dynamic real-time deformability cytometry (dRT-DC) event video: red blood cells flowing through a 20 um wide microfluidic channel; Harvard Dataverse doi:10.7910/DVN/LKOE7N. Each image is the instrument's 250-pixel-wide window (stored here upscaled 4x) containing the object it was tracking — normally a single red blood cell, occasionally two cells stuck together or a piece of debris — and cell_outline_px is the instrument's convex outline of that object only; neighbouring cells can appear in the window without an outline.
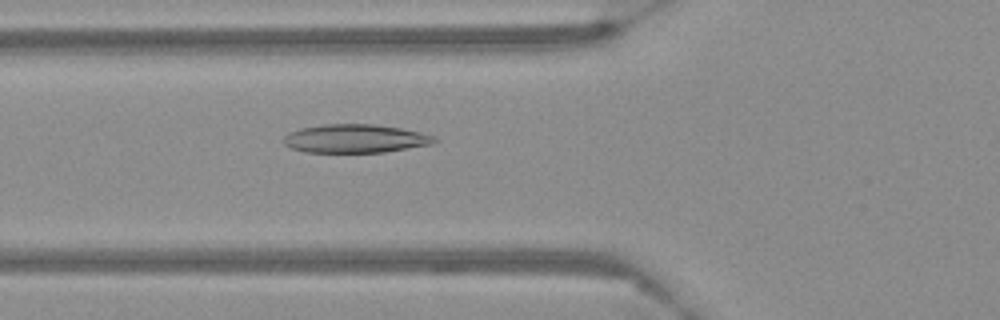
{"species": "Egyptian fruit bat (a non-hibernating species)", "species_latin": "Rousettus aegyptiacus", "temperature_condition": "warm", "stored_images_in_passage": 58, "camera_frame_rate_fps": 3000, "um_per_image_px": 0.085, "frame": {"image": 1, "passage_image": 22, "time_ms": 7.0, "image_size_px": [1000, 320], "cell_outline_px": [[436, 140], [432, 144], [384, 152], [304, 152], [292, 148], [284, 144], [280, 140], [288, 132], [300, 128], [324, 124], [372, 124], [400, 128], [420, 132], [436, 136]], "centroid_in_image_um": [30.15, 11.78], "position_along_channel_um": 95.7, "area_um2": 25.09}}
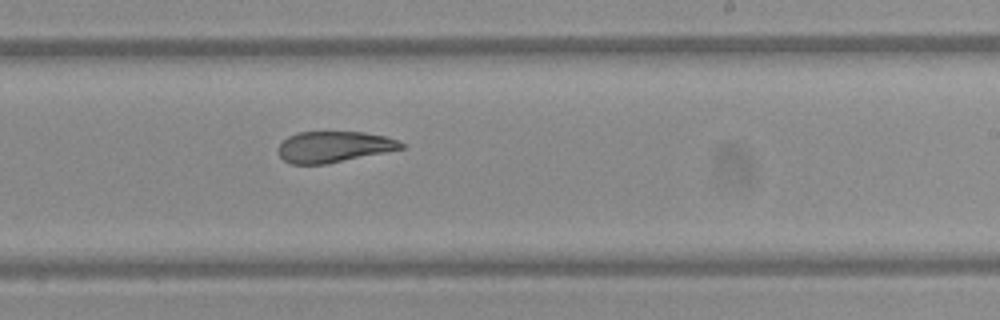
{"frame": {"image": 2, "passage_image": 36, "time_ms": 11.667, "image_size_px": [1000, 320], "cell_outline_px": [[404, 148], [328, 164], [292, 164], [284, 160], [280, 156], [276, 148], [288, 136], [300, 132], [364, 132], [384, 136], [396, 140], [404, 144]], "centroid_in_image_um": [28.35, 12.48], "position_along_channel_um": 260.7, "area_um2": 22.14}}
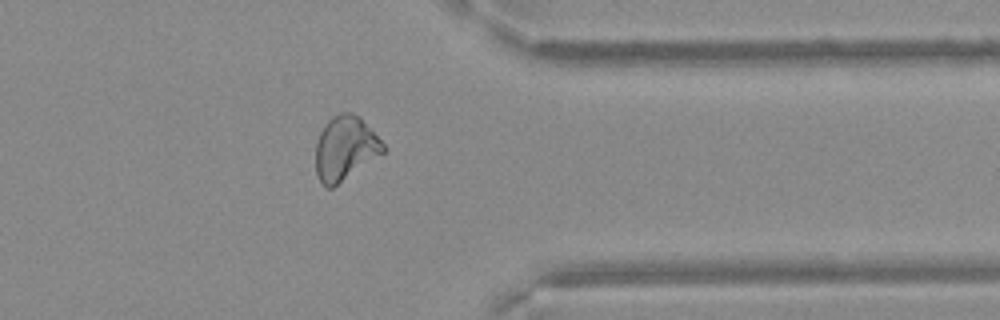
{"frame": {"image": 3, "passage_image": 47, "time_ms": 15.333, "image_size_px": [1000, 320], "cell_outline_px": [[388, 148], [384, 152], [332, 188], [324, 188], [316, 172], [316, 144], [320, 132], [324, 124], [332, 116], [340, 112], [352, 112], [360, 116]], "centroid_in_image_um": [29.34, 12.58], "position_along_channel_um": 382.1, "area_um2": 25.26}}